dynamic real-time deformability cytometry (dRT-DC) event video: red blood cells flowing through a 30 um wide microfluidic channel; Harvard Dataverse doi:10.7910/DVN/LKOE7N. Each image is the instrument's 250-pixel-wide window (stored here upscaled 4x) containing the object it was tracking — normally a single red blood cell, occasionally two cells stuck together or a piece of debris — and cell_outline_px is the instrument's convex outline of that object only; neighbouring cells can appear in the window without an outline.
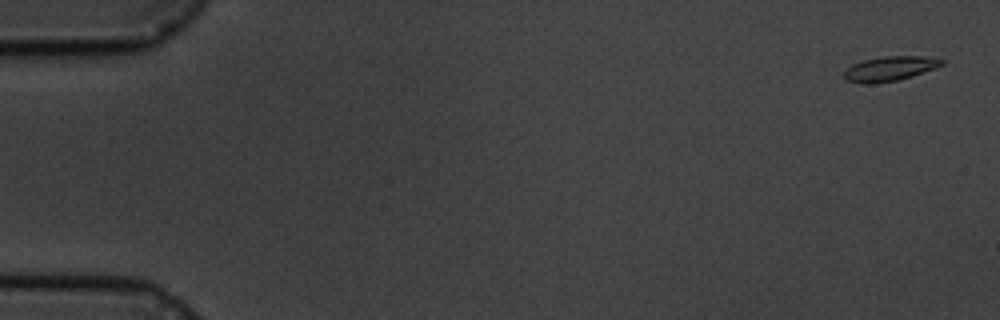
{"species": "common noctule bat (a hibernating species)", "species_latin": "Nyctalus noctula", "temperature_condition": "cold", "stored_images_in_passage": 6, "camera_frame_rate_fps": 3000, "um_per_image_px": 0.085, "animal": {"sex": "male", "body_mass_g": 19.5, "forearm_length_mm": 54.6}, "frame": {"image": 1, "passage_image": 1, "time_ms": 0.0, "image_size_px": [1000, 320], "cell_outline_px": [[944, 64], [912, 76], [896, 80], [872, 84], [860, 84], [848, 80], [844, 76], [844, 72], [852, 64], [864, 60], [884, 56], [920, 56], [944, 60]], "centroid_in_image_um": [75.6, 5.84], "position_along_channel_um": 9.4, "area_um2": 13.76}}
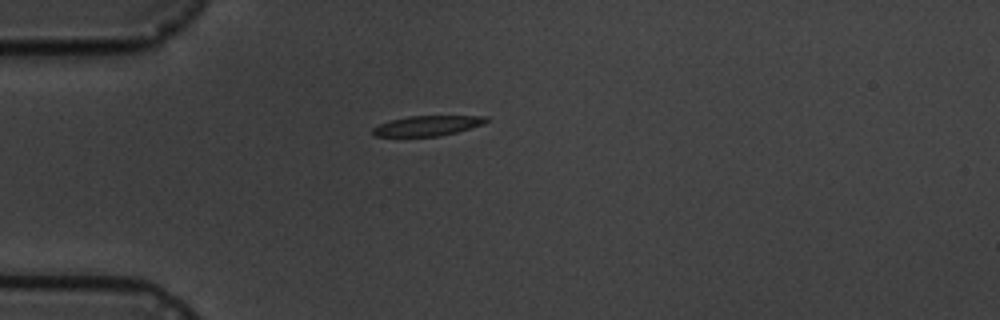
{"frame": {"image": 2, "passage_image": 5, "time_ms": 4.667, "image_size_px": [1000, 320], "cell_outline_px": [[488, 120], [484, 124], [456, 132], [440, 136], [372, 136], [372, 128], [380, 124], [392, 120], [408, 116], [488, 116]], "centroid_in_image_um": [36.33, 10.68], "position_along_channel_um": 48.7, "area_um2": 13.18}}